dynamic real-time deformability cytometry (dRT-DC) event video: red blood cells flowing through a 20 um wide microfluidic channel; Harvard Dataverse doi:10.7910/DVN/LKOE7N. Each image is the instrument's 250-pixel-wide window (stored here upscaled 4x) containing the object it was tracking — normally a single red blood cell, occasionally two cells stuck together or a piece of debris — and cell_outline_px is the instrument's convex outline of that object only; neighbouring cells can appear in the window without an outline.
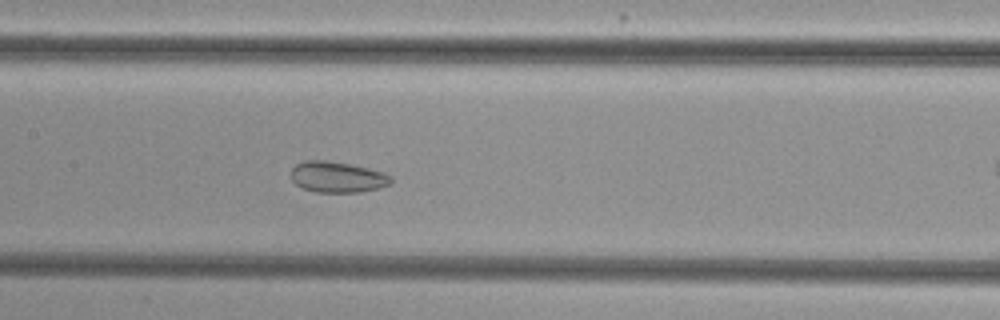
{"species": "common noctule bat (a hibernating species)", "species_latin": "Nyctalus noctula", "temperature_condition": "cold", "stored_images_in_passage": 49, "camera_frame_rate_fps": 3000, "um_per_image_px": 0.085, "animal": {"sex": "female", "body_mass_g": 29.2, "forearm_length_mm": 56.3}, "frame": {"image": 1, "passage_image": 21, "time_ms": 6.667, "image_size_px": [1000, 320], "cell_outline_px": [[392, 184], [380, 188], [360, 192], [316, 192], [304, 188], [296, 184], [292, 180], [292, 168], [296, 164], [304, 160], [328, 160], [352, 164], [384, 172], [392, 176]], "centroid_in_image_um": [28.72, 15.04], "position_along_channel_um": 178.7, "area_um2": 18.21}}
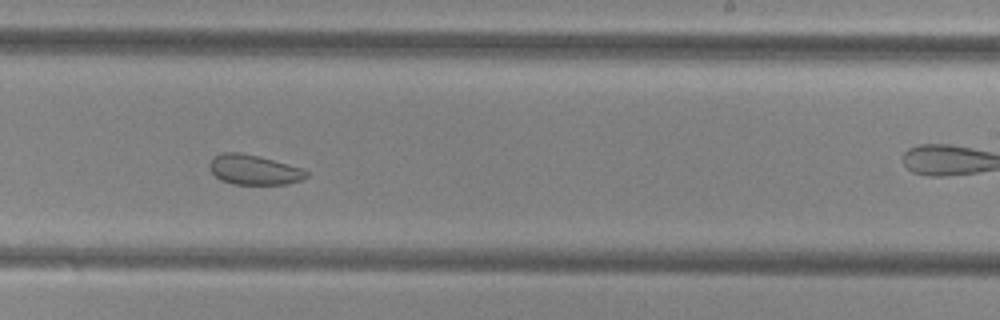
{"frame": {"image": 2, "passage_image": 28, "time_ms": 9.0, "image_size_px": [1000, 320], "cell_outline_px": [[308, 176], [300, 180], [288, 184], [232, 184], [220, 180], [212, 172], [208, 164], [212, 156], [224, 152], [240, 152], [260, 156], [304, 168], [308, 172]], "centroid_in_image_um": [21.58, 14.42], "position_along_channel_um": 267.4, "area_um2": 17.11}}
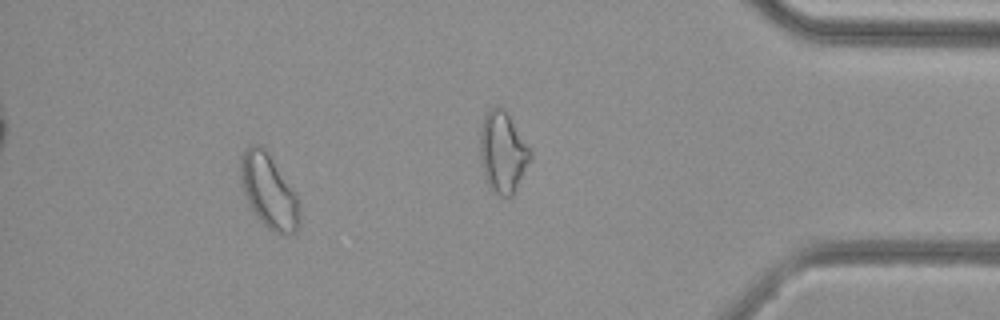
{"frame": {"image": 3, "passage_image": 44, "time_ms": 14.333, "image_size_px": [1000, 320], "cell_outline_px": [[300, 224], [296, 232], [292, 236], [276, 232], [268, 228], [256, 216], [248, 204], [240, 180], [240, 156], [244, 148], [252, 144], [260, 144], [268, 152], [296, 192], [300, 204]], "centroid_in_image_um": [22.86, 16.24], "position_along_channel_um": 412.3, "area_um2": 25.95}, "authors_computed_cell_mechanics": {"area_um2": 21.675, "velocity_mm_per_s": 3.8081, "shape_relaxation_time_tau1_ms": null, "shape_relaxation_time_tau2_ms": 1.8222, "deformation_change_tau1": null, "deformation_change_tau2": 0.0702}}